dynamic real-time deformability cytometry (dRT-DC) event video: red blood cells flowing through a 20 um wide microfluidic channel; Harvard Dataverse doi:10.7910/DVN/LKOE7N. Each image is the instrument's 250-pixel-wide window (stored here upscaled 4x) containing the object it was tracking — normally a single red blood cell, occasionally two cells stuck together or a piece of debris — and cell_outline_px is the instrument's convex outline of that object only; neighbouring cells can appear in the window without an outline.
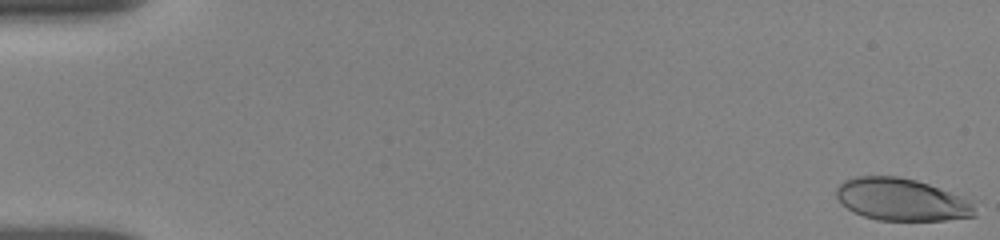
{"species": "human", "species_latin": "Homo sapiens", "temperature_condition": "room temperature", "stored_images_in_passage": 69, "camera_frame_rate_fps": 3000, "um_per_image_px": 0.085, "donor": {"sex": "female"}, "frame": {"image": 1, "passage_image": 1, "time_ms": 0.0, "image_size_px": [1000, 240], "cell_outline_px": [[976, 216], [944, 220], [876, 220], [852, 212], [840, 204], [836, 196], [836, 188], [844, 180], [856, 176], [896, 176], [916, 180], [968, 196], [972, 204]], "centroid_in_image_um": [76.63, 16.96], "position_along_channel_um": 8.4, "area_um2": 34.62}}
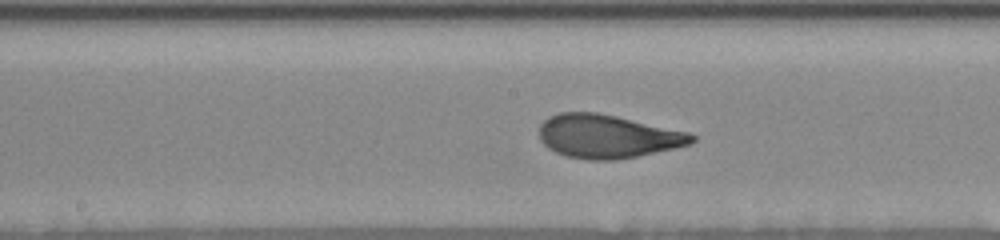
{"frame": {"image": 2, "passage_image": 35, "time_ms": 9.0, "image_size_px": [1000, 240], "cell_outline_px": [[696, 140], [692, 144], [676, 148], [616, 160], [588, 160], [564, 156], [548, 148], [540, 140], [540, 124], [548, 116], [560, 112], [596, 112], [616, 116], [692, 132], [696, 136]], "centroid_in_image_um": [51.67, 11.59], "position_along_channel_um": 196.5, "area_um2": 39.02}}
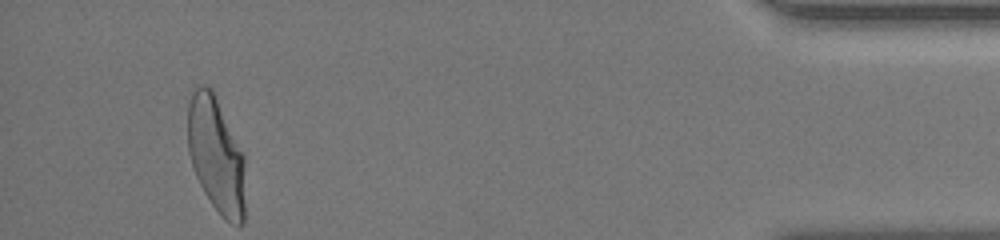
{"frame": {"image": 3, "passage_image": 68, "time_ms": 16.333, "image_size_px": [1000, 240], "cell_outline_px": [[244, 224], [232, 224], [224, 220], [212, 204], [204, 192], [196, 176], [188, 152], [188, 104], [192, 92], [200, 84], [204, 84], [212, 88], [216, 96], [244, 156]], "centroid_in_image_um": [18.36, 13.18], "position_along_channel_um": 416.8, "area_um2": 38.73}, "authors_computed_cell_mechanics": {"area_um2": 37.9746, "velocity_mm_per_s": 3.8205, "shape_relaxation_time_tau1_ms": 4.036, "shape_relaxation_time_tau2_ms": 0.7661, "deformation_change_tau1": 0.1857, "deformation_change_tau2": 0.0748}}